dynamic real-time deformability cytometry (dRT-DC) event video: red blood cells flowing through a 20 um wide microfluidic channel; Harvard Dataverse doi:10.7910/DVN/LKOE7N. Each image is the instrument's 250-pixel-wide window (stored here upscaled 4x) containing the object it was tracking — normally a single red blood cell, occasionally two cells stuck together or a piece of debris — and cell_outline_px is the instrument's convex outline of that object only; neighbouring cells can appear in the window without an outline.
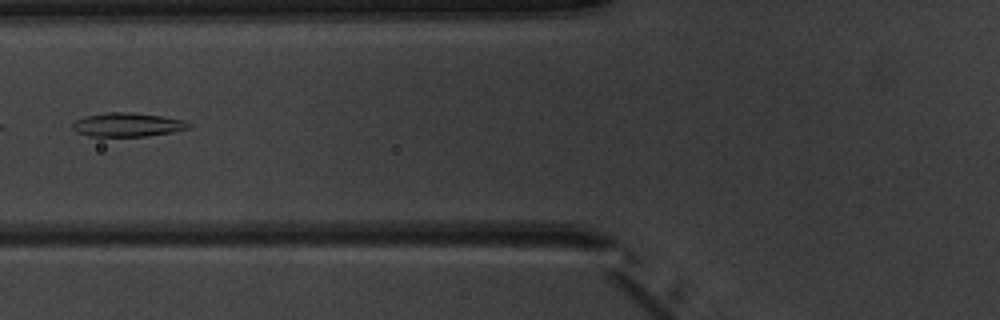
{"species": "common noctule bat (a hibernating species)", "species_latin": "Nyctalus noctula", "temperature_condition": "warm", "stored_images_in_passage": 6, "camera_frame_rate_fps": 3000, "um_per_image_px": 0.085, "animal": {"sex": "male", "body_mass_g": 20.1, "forearm_length_mm": 53.5}, "frame": {"image": 1, "passage_image": 6, "time_ms": 6.0, "image_size_px": [1000, 320], "cell_outline_px": [[192, 128], [172, 132], [144, 136], [88, 136], [76, 132], [72, 128], [72, 124], [76, 120], [84, 116], [108, 112], [124, 112], [164, 116], [184, 120], [192, 124]], "centroid_in_image_um": [10.86, 10.6], "position_along_channel_um": 114.9, "area_um2": 16.18}}